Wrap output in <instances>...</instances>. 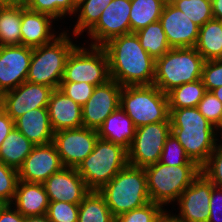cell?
<instances>
[{
  "instance_id": "31",
  "label": "cell",
  "mask_w": 222,
  "mask_h": 222,
  "mask_svg": "<svg viewBox=\"0 0 222 222\" xmlns=\"http://www.w3.org/2000/svg\"><path fill=\"white\" fill-rule=\"evenodd\" d=\"M205 92L201 79L175 87L167 93L169 109L197 107Z\"/></svg>"
},
{
  "instance_id": "2",
  "label": "cell",
  "mask_w": 222,
  "mask_h": 222,
  "mask_svg": "<svg viewBox=\"0 0 222 222\" xmlns=\"http://www.w3.org/2000/svg\"><path fill=\"white\" fill-rule=\"evenodd\" d=\"M169 112L171 133L183 146L190 160L201 168L219 145L220 138L214 125L197 107L169 109Z\"/></svg>"
},
{
  "instance_id": "13",
  "label": "cell",
  "mask_w": 222,
  "mask_h": 222,
  "mask_svg": "<svg viewBox=\"0 0 222 222\" xmlns=\"http://www.w3.org/2000/svg\"><path fill=\"white\" fill-rule=\"evenodd\" d=\"M213 183L200 173L178 198L179 213L175 216L185 222H208Z\"/></svg>"
},
{
  "instance_id": "17",
  "label": "cell",
  "mask_w": 222,
  "mask_h": 222,
  "mask_svg": "<svg viewBox=\"0 0 222 222\" xmlns=\"http://www.w3.org/2000/svg\"><path fill=\"white\" fill-rule=\"evenodd\" d=\"M64 168L53 143L35 145L18 169L19 180L29 183H44L52 174Z\"/></svg>"
},
{
  "instance_id": "44",
  "label": "cell",
  "mask_w": 222,
  "mask_h": 222,
  "mask_svg": "<svg viewBox=\"0 0 222 222\" xmlns=\"http://www.w3.org/2000/svg\"><path fill=\"white\" fill-rule=\"evenodd\" d=\"M24 216L12 204L0 207V222H23Z\"/></svg>"
},
{
  "instance_id": "6",
  "label": "cell",
  "mask_w": 222,
  "mask_h": 222,
  "mask_svg": "<svg viewBox=\"0 0 222 222\" xmlns=\"http://www.w3.org/2000/svg\"><path fill=\"white\" fill-rule=\"evenodd\" d=\"M127 164L126 148L98 138L94 150L76 169L90 191H100Z\"/></svg>"
},
{
  "instance_id": "12",
  "label": "cell",
  "mask_w": 222,
  "mask_h": 222,
  "mask_svg": "<svg viewBox=\"0 0 222 222\" xmlns=\"http://www.w3.org/2000/svg\"><path fill=\"white\" fill-rule=\"evenodd\" d=\"M131 0H112L98 22L87 32L91 46H103L111 39L131 33ZM94 41V42H93Z\"/></svg>"
},
{
  "instance_id": "51",
  "label": "cell",
  "mask_w": 222,
  "mask_h": 222,
  "mask_svg": "<svg viewBox=\"0 0 222 222\" xmlns=\"http://www.w3.org/2000/svg\"><path fill=\"white\" fill-rule=\"evenodd\" d=\"M222 102V86L211 91Z\"/></svg>"
},
{
  "instance_id": "18",
  "label": "cell",
  "mask_w": 222,
  "mask_h": 222,
  "mask_svg": "<svg viewBox=\"0 0 222 222\" xmlns=\"http://www.w3.org/2000/svg\"><path fill=\"white\" fill-rule=\"evenodd\" d=\"M171 48H192L198 40L200 26L192 22L170 1L164 5L159 19Z\"/></svg>"
},
{
  "instance_id": "7",
  "label": "cell",
  "mask_w": 222,
  "mask_h": 222,
  "mask_svg": "<svg viewBox=\"0 0 222 222\" xmlns=\"http://www.w3.org/2000/svg\"><path fill=\"white\" fill-rule=\"evenodd\" d=\"M120 107L134 126L170 121L167 94L155 85L123 86Z\"/></svg>"
},
{
  "instance_id": "52",
  "label": "cell",
  "mask_w": 222,
  "mask_h": 222,
  "mask_svg": "<svg viewBox=\"0 0 222 222\" xmlns=\"http://www.w3.org/2000/svg\"><path fill=\"white\" fill-rule=\"evenodd\" d=\"M76 5H78L83 0H72Z\"/></svg>"
},
{
  "instance_id": "39",
  "label": "cell",
  "mask_w": 222,
  "mask_h": 222,
  "mask_svg": "<svg viewBox=\"0 0 222 222\" xmlns=\"http://www.w3.org/2000/svg\"><path fill=\"white\" fill-rule=\"evenodd\" d=\"M203 173L214 186L222 188V147L218 145L201 167Z\"/></svg>"
},
{
  "instance_id": "48",
  "label": "cell",
  "mask_w": 222,
  "mask_h": 222,
  "mask_svg": "<svg viewBox=\"0 0 222 222\" xmlns=\"http://www.w3.org/2000/svg\"><path fill=\"white\" fill-rule=\"evenodd\" d=\"M159 222H185L176 217L175 215L168 213L166 209L165 212L160 216Z\"/></svg>"
},
{
  "instance_id": "41",
  "label": "cell",
  "mask_w": 222,
  "mask_h": 222,
  "mask_svg": "<svg viewBox=\"0 0 222 222\" xmlns=\"http://www.w3.org/2000/svg\"><path fill=\"white\" fill-rule=\"evenodd\" d=\"M201 80L206 91L222 86V59L208 60L204 62Z\"/></svg>"
},
{
  "instance_id": "20",
  "label": "cell",
  "mask_w": 222,
  "mask_h": 222,
  "mask_svg": "<svg viewBox=\"0 0 222 222\" xmlns=\"http://www.w3.org/2000/svg\"><path fill=\"white\" fill-rule=\"evenodd\" d=\"M53 21L56 20L47 14L21 7V45L36 48L51 43L59 36Z\"/></svg>"
},
{
  "instance_id": "21",
  "label": "cell",
  "mask_w": 222,
  "mask_h": 222,
  "mask_svg": "<svg viewBox=\"0 0 222 222\" xmlns=\"http://www.w3.org/2000/svg\"><path fill=\"white\" fill-rule=\"evenodd\" d=\"M47 108L54 132L83 126L82 107L60 89L51 92Z\"/></svg>"
},
{
  "instance_id": "32",
  "label": "cell",
  "mask_w": 222,
  "mask_h": 222,
  "mask_svg": "<svg viewBox=\"0 0 222 222\" xmlns=\"http://www.w3.org/2000/svg\"><path fill=\"white\" fill-rule=\"evenodd\" d=\"M21 7H0V46L21 45Z\"/></svg>"
},
{
  "instance_id": "43",
  "label": "cell",
  "mask_w": 222,
  "mask_h": 222,
  "mask_svg": "<svg viewBox=\"0 0 222 222\" xmlns=\"http://www.w3.org/2000/svg\"><path fill=\"white\" fill-rule=\"evenodd\" d=\"M208 222H222V188L216 186L212 187Z\"/></svg>"
},
{
  "instance_id": "23",
  "label": "cell",
  "mask_w": 222,
  "mask_h": 222,
  "mask_svg": "<svg viewBox=\"0 0 222 222\" xmlns=\"http://www.w3.org/2000/svg\"><path fill=\"white\" fill-rule=\"evenodd\" d=\"M24 217L47 214L49 200L42 183L19 180L11 203Z\"/></svg>"
},
{
  "instance_id": "22",
  "label": "cell",
  "mask_w": 222,
  "mask_h": 222,
  "mask_svg": "<svg viewBox=\"0 0 222 222\" xmlns=\"http://www.w3.org/2000/svg\"><path fill=\"white\" fill-rule=\"evenodd\" d=\"M14 126L34 145H46L53 141L54 131L47 107L26 112L14 121Z\"/></svg>"
},
{
  "instance_id": "36",
  "label": "cell",
  "mask_w": 222,
  "mask_h": 222,
  "mask_svg": "<svg viewBox=\"0 0 222 222\" xmlns=\"http://www.w3.org/2000/svg\"><path fill=\"white\" fill-rule=\"evenodd\" d=\"M159 162L169 166L197 165L194 161L190 160L183 146L172 133L165 140Z\"/></svg>"
},
{
  "instance_id": "26",
  "label": "cell",
  "mask_w": 222,
  "mask_h": 222,
  "mask_svg": "<svg viewBox=\"0 0 222 222\" xmlns=\"http://www.w3.org/2000/svg\"><path fill=\"white\" fill-rule=\"evenodd\" d=\"M194 48L205 61L222 59V26L219 20L212 19L200 27Z\"/></svg>"
},
{
  "instance_id": "35",
  "label": "cell",
  "mask_w": 222,
  "mask_h": 222,
  "mask_svg": "<svg viewBox=\"0 0 222 222\" xmlns=\"http://www.w3.org/2000/svg\"><path fill=\"white\" fill-rule=\"evenodd\" d=\"M164 212L165 208L162 205L150 201L140 208L119 214L115 222H159Z\"/></svg>"
},
{
  "instance_id": "28",
  "label": "cell",
  "mask_w": 222,
  "mask_h": 222,
  "mask_svg": "<svg viewBox=\"0 0 222 222\" xmlns=\"http://www.w3.org/2000/svg\"><path fill=\"white\" fill-rule=\"evenodd\" d=\"M78 222H115V217L99 191H90L80 202Z\"/></svg>"
},
{
  "instance_id": "5",
  "label": "cell",
  "mask_w": 222,
  "mask_h": 222,
  "mask_svg": "<svg viewBox=\"0 0 222 222\" xmlns=\"http://www.w3.org/2000/svg\"><path fill=\"white\" fill-rule=\"evenodd\" d=\"M204 58L194 48H171L155 60L154 83L163 93L201 79Z\"/></svg>"
},
{
  "instance_id": "1",
  "label": "cell",
  "mask_w": 222,
  "mask_h": 222,
  "mask_svg": "<svg viewBox=\"0 0 222 222\" xmlns=\"http://www.w3.org/2000/svg\"><path fill=\"white\" fill-rule=\"evenodd\" d=\"M102 47L108 56L112 80L122 87L153 85L155 60L142 48L135 33L115 37Z\"/></svg>"
},
{
  "instance_id": "29",
  "label": "cell",
  "mask_w": 222,
  "mask_h": 222,
  "mask_svg": "<svg viewBox=\"0 0 222 222\" xmlns=\"http://www.w3.org/2000/svg\"><path fill=\"white\" fill-rule=\"evenodd\" d=\"M135 34L142 48L154 60L160 58L171 49L160 21L150 23L147 27L136 31Z\"/></svg>"
},
{
  "instance_id": "53",
  "label": "cell",
  "mask_w": 222,
  "mask_h": 222,
  "mask_svg": "<svg viewBox=\"0 0 222 222\" xmlns=\"http://www.w3.org/2000/svg\"><path fill=\"white\" fill-rule=\"evenodd\" d=\"M219 145L222 147V135H221V140H219Z\"/></svg>"
},
{
  "instance_id": "11",
  "label": "cell",
  "mask_w": 222,
  "mask_h": 222,
  "mask_svg": "<svg viewBox=\"0 0 222 222\" xmlns=\"http://www.w3.org/2000/svg\"><path fill=\"white\" fill-rule=\"evenodd\" d=\"M98 138L97 130L82 126L54 132L52 143L64 167L77 168L94 150Z\"/></svg>"
},
{
  "instance_id": "27",
  "label": "cell",
  "mask_w": 222,
  "mask_h": 222,
  "mask_svg": "<svg viewBox=\"0 0 222 222\" xmlns=\"http://www.w3.org/2000/svg\"><path fill=\"white\" fill-rule=\"evenodd\" d=\"M168 0H131V33L159 21L164 5Z\"/></svg>"
},
{
  "instance_id": "50",
  "label": "cell",
  "mask_w": 222,
  "mask_h": 222,
  "mask_svg": "<svg viewBox=\"0 0 222 222\" xmlns=\"http://www.w3.org/2000/svg\"><path fill=\"white\" fill-rule=\"evenodd\" d=\"M214 127H215V130H216L217 135H219V137H220V136L222 135V111H221L219 120H218V122L214 125ZM218 133H219V134H218Z\"/></svg>"
},
{
  "instance_id": "15",
  "label": "cell",
  "mask_w": 222,
  "mask_h": 222,
  "mask_svg": "<svg viewBox=\"0 0 222 222\" xmlns=\"http://www.w3.org/2000/svg\"><path fill=\"white\" fill-rule=\"evenodd\" d=\"M53 90L46 85L25 81L1 95V108L15 121L32 109L48 107Z\"/></svg>"
},
{
  "instance_id": "49",
  "label": "cell",
  "mask_w": 222,
  "mask_h": 222,
  "mask_svg": "<svg viewBox=\"0 0 222 222\" xmlns=\"http://www.w3.org/2000/svg\"><path fill=\"white\" fill-rule=\"evenodd\" d=\"M23 222H50L47 215L42 216H27L24 217Z\"/></svg>"
},
{
  "instance_id": "38",
  "label": "cell",
  "mask_w": 222,
  "mask_h": 222,
  "mask_svg": "<svg viewBox=\"0 0 222 222\" xmlns=\"http://www.w3.org/2000/svg\"><path fill=\"white\" fill-rule=\"evenodd\" d=\"M79 204L64 201L49 202L47 216L50 222H78Z\"/></svg>"
},
{
  "instance_id": "24",
  "label": "cell",
  "mask_w": 222,
  "mask_h": 222,
  "mask_svg": "<svg viewBox=\"0 0 222 222\" xmlns=\"http://www.w3.org/2000/svg\"><path fill=\"white\" fill-rule=\"evenodd\" d=\"M136 127L121 107L112 112L98 128V137L126 148H130Z\"/></svg>"
},
{
  "instance_id": "30",
  "label": "cell",
  "mask_w": 222,
  "mask_h": 222,
  "mask_svg": "<svg viewBox=\"0 0 222 222\" xmlns=\"http://www.w3.org/2000/svg\"><path fill=\"white\" fill-rule=\"evenodd\" d=\"M112 0H83L76 8L75 15L77 22L73 28V37L83 35L84 31L88 32L99 20L104 9ZM75 35V36H74Z\"/></svg>"
},
{
  "instance_id": "34",
  "label": "cell",
  "mask_w": 222,
  "mask_h": 222,
  "mask_svg": "<svg viewBox=\"0 0 222 222\" xmlns=\"http://www.w3.org/2000/svg\"><path fill=\"white\" fill-rule=\"evenodd\" d=\"M177 9H180L184 14L196 23L198 26H203L207 21L214 19L212 13L211 0H168Z\"/></svg>"
},
{
  "instance_id": "19",
  "label": "cell",
  "mask_w": 222,
  "mask_h": 222,
  "mask_svg": "<svg viewBox=\"0 0 222 222\" xmlns=\"http://www.w3.org/2000/svg\"><path fill=\"white\" fill-rule=\"evenodd\" d=\"M43 186L49 202L64 201L80 204L90 192L83 178L76 168L64 167L61 171L52 174Z\"/></svg>"
},
{
  "instance_id": "46",
  "label": "cell",
  "mask_w": 222,
  "mask_h": 222,
  "mask_svg": "<svg viewBox=\"0 0 222 222\" xmlns=\"http://www.w3.org/2000/svg\"><path fill=\"white\" fill-rule=\"evenodd\" d=\"M211 3L214 19H222V0H211Z\"/></svg>"
},
{
  "instance_id": "3",
  "label": "cell",
  "mask_w": 222,
  "mask_h": 222,
  "mask_svg": "<svg viewBox=\"0 0 222 222\" xmlns=\"http://www.w3.org/2000/svg\"><path fill=\"white\" fill-rule=\"evenodd\" d=\"M99 192L115 218L151 201L144 168L130 164L120 170Z\"/></svg>"
},
{
  "instance_id": "47",
  "label": "cell",
  "mask_w": 222,
  "mask_h": 222,
  "mask_svg": "<svg viewBox=\"0 0 222 222\" xmlns=\"http://www.w3.org/2000/svg\"><path fill=\"white\" fill-rule=\"evenodd\" d=\"M28 0H0V7H26Z\"/></svg>"
},
{
  "instance_id": "42",
  "label": "cell",
  "mask_w": 222,
  "mask_h": 222,
  "mask_svg": "<svg viewBox=\"0 0 222 222\" xmlns=\"http://www.w3.org/2000/svg\"><path fill=\"white\" fill-rule=\"evenodd\" d=\"M199 112L215 125L222 111V102L210 91H206L197 106Z\"/></svg>"
},
{
  "instance_id": "8",
  "label": "cell",
  "mask_w": 222,
  "mask_h": 222,
  "mask_svg": "<svg viewBox=\"0 0 222 222\" xmlns=\"http://www.w3.org/2000/svg\"><path fill=\"white\" fill-rule=\"evenodd\" d=\"M151 202L165 205L176 202L182 192L201 173L198 165H165L157 162L144 167ZM171 202V203H170Z\"/></svg>"
},
{
  "instance_id": "37",
  "label": "cell",
  "mask_w": 222,
  "mask_h": 222,
  "mask_svg": "<svg viewBox=\"0 0 222 222\" xmlns=\"http://www.w3.org/2000/svg\"><path fill=\"white\" fill-rule=\"evenodd\" d=\"M19 181L18 170L0 162V202L11 204Z\"/></svg>"
},
{
  "instance_id": "33",
  "label": "cell",
  "mask_w": 222,
  "mask_h": 222,
  "mask_svg": "<svg viewBox=\"0 0 222 222\" xmlns=\"http://www.w3.org/2000/svg\"><path fill=\"white\" fill-rule=\"evenodd\" d=\"M26 7L44 13L58 21L66 16H75L77 5L72 0H28Z\"/></svg>"
},
{
  "instance_id": "14",
  "label": "cell",
  "mask_w": 222,
  "mask_h": 222,
  "mask_svg": "<svg viewBox=\"0 0 222 222\" xmlns=\"http://www.w3.org/2000/svg\"><path fill=\"white\" fill-rule=\"evenodd\" d=\"M122 86L115 80L96 86L82 106L83 127L98 130L105 119L120 107Z\"/></svg>"
},
{
  "instance_id": "25",
  "label": "cell",
  "mask_w": 222,
  "mask_h": 222,
  "mask_svg": "<svg viewBox=\"0 0 222 222\" xmlns=\"http://www.w3.org/2000/svg\"><path fill=\"white\" fill-rule=\"evenodd\" d=\"M34 146L31 141L14 127L0 147V162L18 170Z\"/></svg>"
},
{
  "instance_id": "9",
  "label": "cell",
  "mask_w": 222,
  "mask_h": 222,
  "mask_svg": "<svg viewBox=\"0 0 222 222\" xmlns=\"http://www.w3.org/2000/svg\"><path fill=\"white\" fill-rule=\"evenodd\" d=\"M83 45L78 44L68 56L61 82H86L94 86L107 83L111 77L105 49Z\"/></svg>"
},
{
  "instance_id": "10",
  "label": "cell",
  "mask_w": 222,
  "mask_h": 222,
  "mask_svg": "<svg viewBox=\"0 0 222 222\" xmlns=\"http://www.w3.org/2000/svg\"><path fill=\"white\" fill-rule=\"evenodd\" d=\"M171 134V121L143 125L136 128L128 152V164L144 168L160 160L165 140Z\"/></svg>"
},
{
  "instance_id": "4",
  "label": "cell",
  "mask_w": 222,
  "mask_h": 222,
  "mask_svg": "<svg viewBox=\"0 0 222 222\" xmlns=\"http://www.w3.org/2000/svg\"><path fill=\"white\" fill-rule=\"evenodd\" d=\"M68 34L66 28L51 43L33 48L26 81L59 89L67 58L77 46Z\"/></svg>"
},
{
  "instance_id": "40",
  "label": "cell",
  "mask_w": 222,
  "mask_h": 222,
  "mask_svg": "<svg viewBox=\"0 0 222 222\" xmlns=\"http://www.w3.org/2000/svg\"><path fill=\"white\" fill-rule=\"evenodd\" d=\"M95 87L86 82H61L59 89L82 107L93 94Z\"/></svg>"
},
{
  "instance_id": "45",
  "label": "cell",
  "mask_w": 222,
  "mask_h": 222,
  "mask_svg": "<svg viewBox=\"0 0 222 222\" xmlns=\"http://www.w3.org/2000/svg\"><path fill=\"white\" fill-rule=\"evenodd\" d=\"M14 127L13 119L2 108H0V147Z\"/></svg>"
},
{
  "instance_id": "16",
  "label": "cell",
  "mask_w": 222,
  "mask_h": 222,
  "mask_svg": "<svg viewBox=\"0 0 222 222\" xmlns=\"http://www.w3.org/2000/svg\"><path fill=\"white\" fill-rule=\"evenodd\" d=\"M32 52L24 45L0 46V96L26 81Z\"/></svg>"
}]
</instances>
